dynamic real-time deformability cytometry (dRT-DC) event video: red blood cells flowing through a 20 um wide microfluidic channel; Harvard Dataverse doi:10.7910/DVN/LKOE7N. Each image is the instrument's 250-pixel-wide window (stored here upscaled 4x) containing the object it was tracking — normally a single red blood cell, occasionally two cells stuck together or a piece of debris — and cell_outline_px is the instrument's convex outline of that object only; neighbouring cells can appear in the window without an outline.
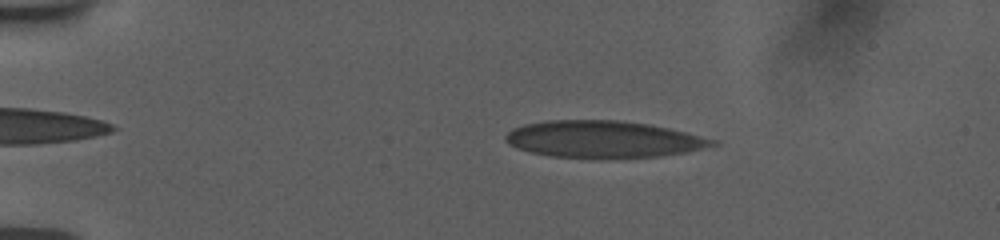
{"species": "human", "species_latin": "Homo sapiens", "temperature_condition": "room temperature", "stored_images_in_passage": 20, "camera_frame_rate_fps": 3000, "um_per_image_px": 0.085, "donor": {"sex": "female"}, "frame": {"image": 1, "passage_image": 8, "time_ms": 3.0, "image_size_px": [1000, 240], "cell_outline_px": [[704, 144], [692, 148], [676, 152], [648, 156], [556, 156], [532, 152], [520, 148], [512, 144], [508, 140], [508, 132], [516, 128], [528, 124], [552, 120], [612, 120], [644, 124], [664, 128], [680, 132], [704, 140]], "centroid_in_image_um": [50.98, 11.79], "position_along_channel_um": 34.0, "area_um2": 40.46}}
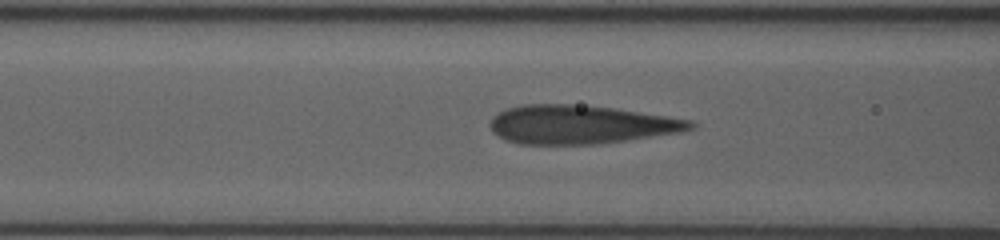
{"frame": {"image": 2, "passage_image": 17, "time_ms": 7.0, "image_size_px": [1000, 240], "cell_outline_px": [[696, 124], [692, 128], [676, 132], [624, 140], [596, 144], [520, 144], [504, 140], [492, 128], [492, 120], [500, 112], [508, 108], [520, 104], [572, 104], [612, 108], [688, 120]], "centroid_in_image_um": [49.28, 10.58], "position_along_channel_um": 117.3, "area_um2": 43.99}}
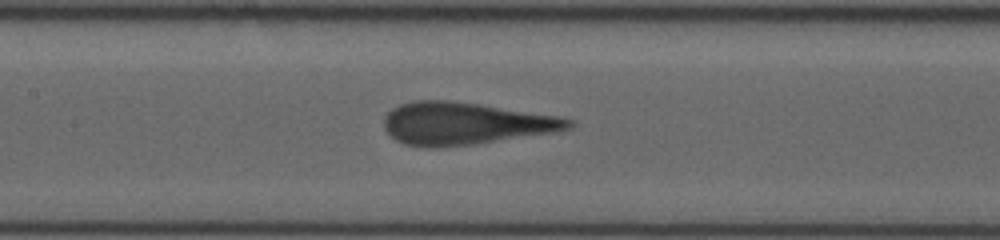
{"frame": {"image": 3, "passage_image": 20, "time_ms": 8.333, "image_size_px": [1000, 240], "cell_outline_px": [[572, 124], [568, 128], [544, 132], [468, 144], [436, 148], [428, 148], [404, 144], [396, 140], [384, 128], [384, 124], [388, 112], [392, 108], [400, 104], [412, 100], [448, 100], [480, 104], [552, 116], [572, 120]], "centroid_in_image_um": [39.34, 10.48], "position_along_channel_um": 168.1, "area_um2": 43.99}}